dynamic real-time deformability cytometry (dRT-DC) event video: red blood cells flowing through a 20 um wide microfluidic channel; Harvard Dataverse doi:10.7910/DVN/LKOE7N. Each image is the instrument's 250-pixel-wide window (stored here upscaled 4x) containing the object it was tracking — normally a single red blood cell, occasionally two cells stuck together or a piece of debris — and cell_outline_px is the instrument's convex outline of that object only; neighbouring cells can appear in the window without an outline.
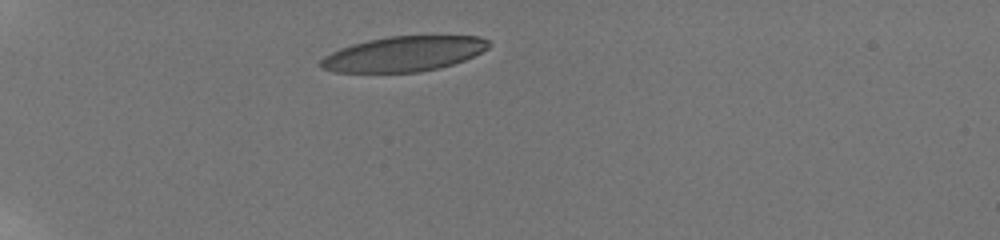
{"species": "human", "species_latin": "Homo sapiens", "temperature_condition": "room temperature", "stored_images_in_passage": 57, "camera_frame_rate_fps": 3000, "um_per_image_px": 0.085, "donor": {"sex": "male"}, "frame": {"image": 1, "passage_image": 1, "time_ms": 0.0, "image_size_px": [1000, 240], "cell_outline_px": [[492, 44], [488, 48], [464, 60], [440, 68], [420, 72], [332, 72], [320, 68], [320, 60], [324, 56], [340, 48], [352, 44], [368, 40], [388, 36], [480, 36], [488, 40]], "centroid_in_image_um": [34.3, 4.58], "position_along_channel_um": 50.7, "area_um2": 34.39}}
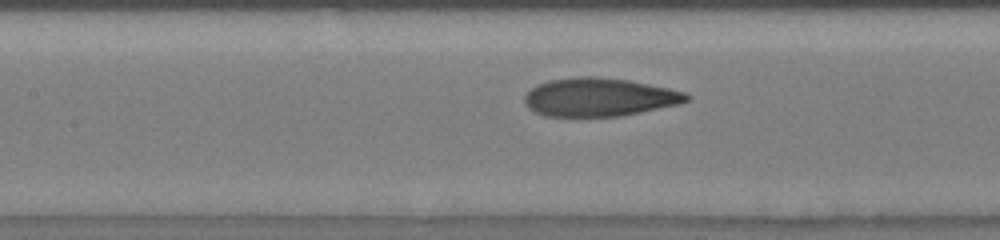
{"frame": {"image": 2, "passage_image": 19, "time_ms": 4.0, "image_size_px": [1000, 240], "cell_outline_px": [[692, 96], [688, 100], [680, 104], [620, 116], [544, 116], [528, 108], [524, 100], [524, 96], [532, 88], [548, 80], [576, 76], [596, 76], [628, 80], [668, 88], [684, 92]], "centroid_in_image_um": [50.94, 8.25], "position_along_channel_um": 156.5, "area_um2": 36.13}}
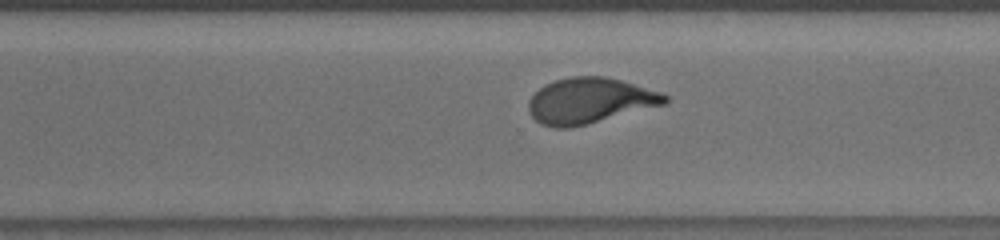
{"frame": {"image": 3, "passage_image": 39, "time_ms": 8.333, "image_size_px": [1000, 240], "cell_outline_px": [[668, 100], [664, 104], [588, 124], [568, 128], [556, 128], [540, 124], [528, 112], [528, 100], [544, 84], [556, 80], [572, 76], [604, 76], [620, 80], [660, 92], [668, 96]], "centroid_in_image_um": [50.08, 8.56], "position_along_channel_um": 320.5, "area_um2": 36.01}, "authors_computed_cell_mechanics": {"area_um2": 36.414, "velocity_mm_per_s": 3.7979, "shape_relaxation_time_tau1_ms": 4.9774, "shape_relaxation_time_tau2_ms": 1.0514, "deformation_change_tau1": 0.2016, "deformation_change_tau2": 0.0785}}